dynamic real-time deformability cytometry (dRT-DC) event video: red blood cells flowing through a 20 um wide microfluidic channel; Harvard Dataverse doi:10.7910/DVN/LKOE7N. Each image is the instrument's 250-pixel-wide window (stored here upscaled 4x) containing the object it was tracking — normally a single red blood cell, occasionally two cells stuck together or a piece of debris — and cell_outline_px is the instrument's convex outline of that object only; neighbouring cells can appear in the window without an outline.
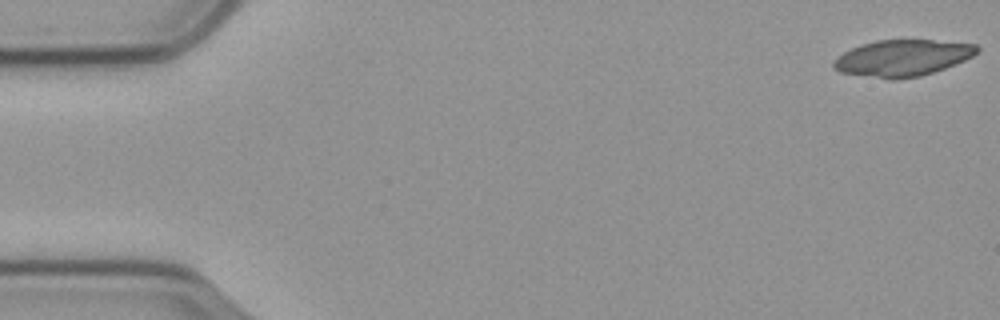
{"species": "common noctule bat (a hibernating species)", "species_latin": "Nyctalus noctula", "temperature_condition": "cold", "stored_images_in_passage": 19, "camera_frame_rate_fps": 3000, "um_per_image_px": 0.085, "animal": {"sex": "male", "body_mass_g": 23.1, "forearm_length_mm": 52.7}, "frame": {"image": 1, "passage_image": 1, "time_ms": 0.0, "image_size_px": [1000, 320], "cell_outline_px": [[980, 48], [972, 56], [964, 60], [944, 68], [920, 76], [892, 80], [840, 72], [832, 68], [832, 64], [844, 52], [860, 44], [876, 40], [932, 40], [976, 44]], "centroid_in_image_um": [76.69, 4.93], "position_along_channel_um": 8.3, "area_um2": 30.17}}